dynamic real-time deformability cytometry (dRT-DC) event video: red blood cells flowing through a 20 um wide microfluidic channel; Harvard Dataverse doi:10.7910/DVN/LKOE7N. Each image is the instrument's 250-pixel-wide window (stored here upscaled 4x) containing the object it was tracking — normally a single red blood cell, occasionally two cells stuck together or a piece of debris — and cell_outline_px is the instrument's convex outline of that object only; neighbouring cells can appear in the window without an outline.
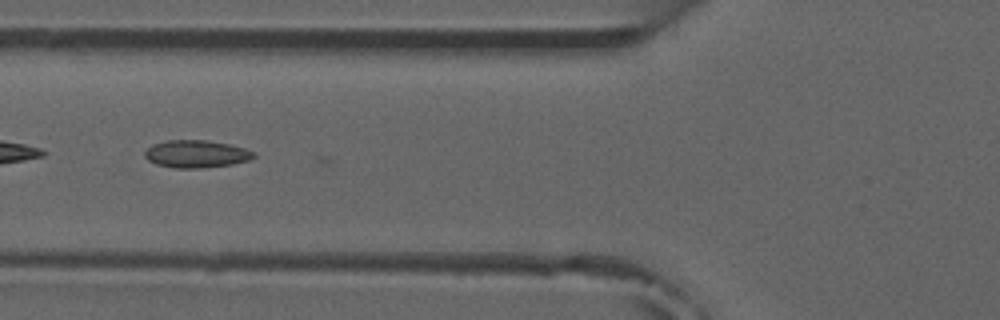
{"species": "common noctule bat (a hibernating species)", "species_latin": "Nyctalus noctula", "temperature_condition": "room temperature", "stored_images_in_passage": 6, "camera_frame_rate_fps": 3000, "um_per_image_px": 0.085, "animal": {"sex": "male", "forearm_length_mm": 52.5}, "frame": {"image": 1, "passage_image": 6, "time_ms": 5.667, "image_size_px": [1000, 320], "cell_outline_px": [[256, 156], [248, 160], [232, 164], [200, 168], [176, 168], [156, 164], [148, 160], [144, 156], [144, 152], [152, 144], [168, 140], [204, 140], [228, 144], [244, 148], [256, 152]], "centroid_in_image_um": [16.67, 13.08], "position_along_channel_um": 109.1, "area_um2": 17.4}}